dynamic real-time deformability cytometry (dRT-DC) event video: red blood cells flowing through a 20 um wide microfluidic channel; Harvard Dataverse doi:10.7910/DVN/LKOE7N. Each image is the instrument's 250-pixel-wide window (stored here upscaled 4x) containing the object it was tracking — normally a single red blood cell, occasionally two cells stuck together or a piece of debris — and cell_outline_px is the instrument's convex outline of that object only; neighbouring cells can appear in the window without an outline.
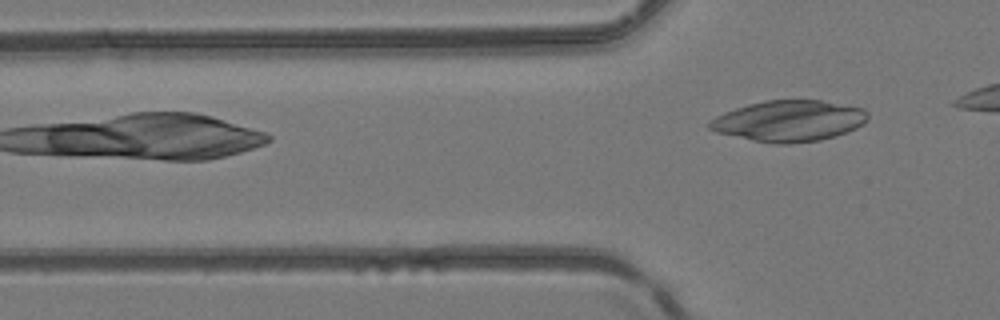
{"species": "common noctule bat (a hibernating species)", "species_latin": "Nyctalus noctula", "temperature_condition": "room temperature", "stored_images_in_passage": 2, "camera_frame_rate_fps": 3000, "um_per_image_px": 0.085, "animal": {"sex": "female", "body_mass_g": 24.6, "forearm_length_mm": 56.2}, "frame": {"image": 1, "passage_image": 2, "time_ms": 0.333, "image_size_px": [1000, 320], "cell_outline_px": [[868, 120], [864, 124], [856, 128], [836, 136], [820, 140], [788, 144], [776, 144], [752, 140], [716, 132], [708, 128], [708, 124], [716, 116], [724, 112], [748, 104], [764, 100], [820, 100], [864, 108], [868, 112]], "centroid_in_image_um": [67.09, 10.28], "position_along_channel_um": 58.7, "area_um2": 37.92}}